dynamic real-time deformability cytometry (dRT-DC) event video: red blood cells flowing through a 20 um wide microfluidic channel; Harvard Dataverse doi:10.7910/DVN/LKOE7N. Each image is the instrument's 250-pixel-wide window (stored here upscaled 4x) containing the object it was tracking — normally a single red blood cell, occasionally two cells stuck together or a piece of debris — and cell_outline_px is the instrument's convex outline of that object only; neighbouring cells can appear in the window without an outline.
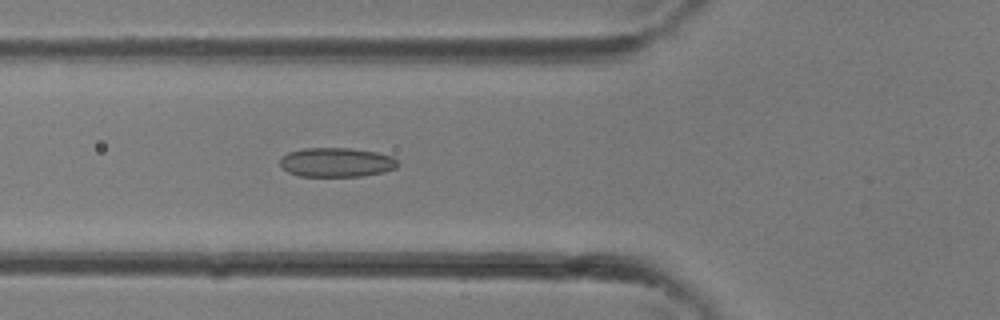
{"species": "common noctule bat (a hibernating species)", "species_latin": "Nyctalus noctula", "temperature_condition": "room temperature", "stored_images_in_passage": 34, "camera_frame_rate_fps": 3000, "um_per_image_px": 0.085, "animal": {"sex": "female"}, "frame": {"image": 1, "passage_image": 13, "time_ms": 4.0, "image_size_px": [1000, 320], "cell_outline_px": [[400, 164], [396, 168], [384, 172], [360, 176], [300, 176], [288, 172], [280, 164], [280, 156], [288, 152], [304, 148], [352, 148], [376, 152], [392, 156]], "centroid_in_image_um": [28.6, 13.79], "position_along_channel_um": 97.2, "area_um2": 20.17}}
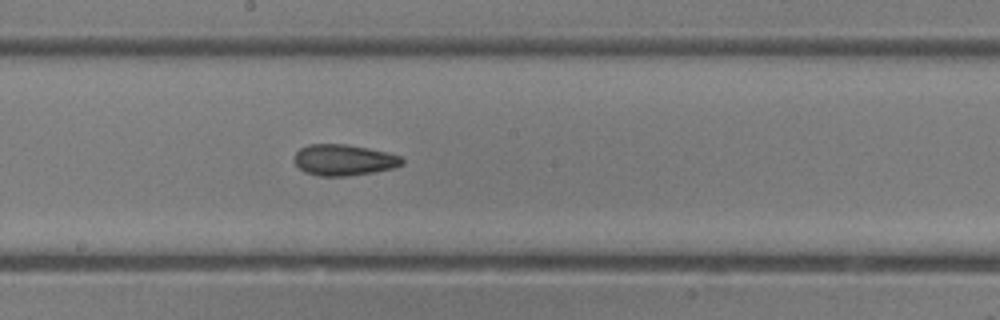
{"frame": {"image": 2, "passage_image": 19, "time_ms": 6.0, "image_size_px": [1000, 320], "cell_outline_px": [[404, 164], [396, 168], [348, 176], [320, 176], [304, 172], [292, 160], [296, 152], [300, 148], [308, 144], [344, 144], [368, 148], [388, 152], [400, 156], [404, 160]], "centroid_in_image_um": [29.23, 13.6], "position_along_channel_um": 219.0, "area_um2": 19.71}}
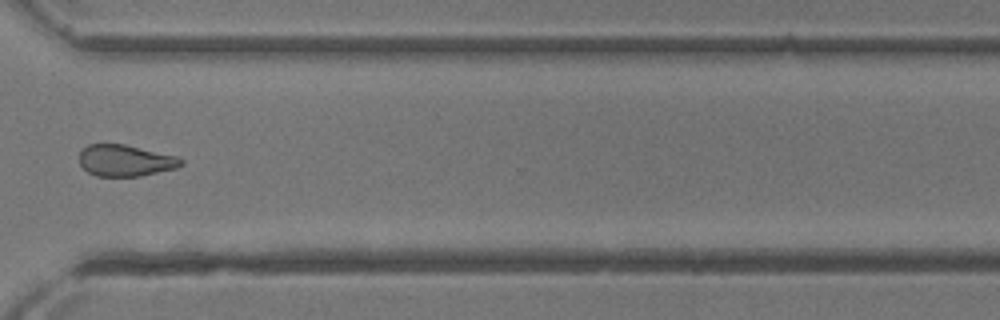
{"frame": {"image": 3, "passage_image": 26, "time_ms": 8.333, "image_size_px": [1000, 320], "cell_outline_px": [[184, 164], [176, 168], [140, 176], [96, 176], [88, 172], [80, 164], [80, 152], [88, 144], [124, 144], [176, 156], [184, 160]], "centroid_in_image_um": [10.66, 13.65], "position_along_channel_um": 359.9, "area_um2": 18.55}}